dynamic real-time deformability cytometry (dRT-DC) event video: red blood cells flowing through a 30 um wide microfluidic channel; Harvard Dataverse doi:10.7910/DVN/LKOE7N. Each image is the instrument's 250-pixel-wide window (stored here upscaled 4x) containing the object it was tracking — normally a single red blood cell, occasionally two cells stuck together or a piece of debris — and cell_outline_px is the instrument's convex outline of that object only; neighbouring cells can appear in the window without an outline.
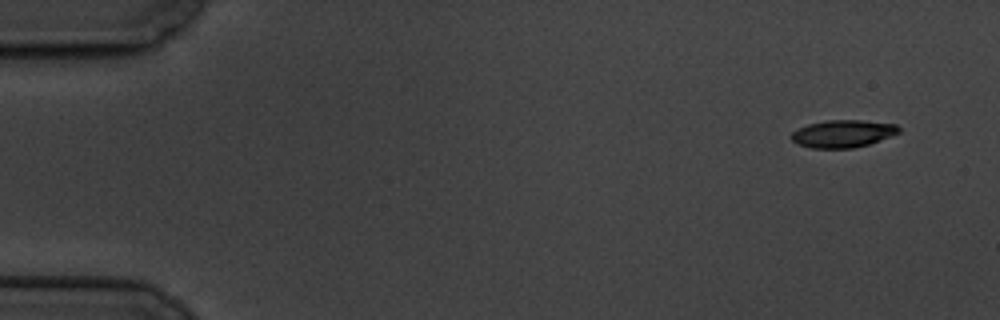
{"species": "common noctule bat (a hibernating species)", "species_latin": "Nyctalus noctula", "temperature_condition": "cold", "stored_images_in_passage": 5, "camera_frame_rate_fps": 3000, "um_per_image_px": 0.085, "animal": {"sex": "male", "body_mass_g": 19.5, "forearm_length_mm": 54.6}, "frame": {"image": 1, "passage_image": 1, "time_ms": 0.0, "image_size_px": [1000, 320], "cell_outline_px": [[900, 132], [892, 136], [868, 144], [852, 148], [812, 148], [800, 144], [792, 140], [792, 132], [796, 128], [808, 124], [828, 120], [860, 120], [896, 124], [900, 128]], "centroid_in_image_um": [71.66, 11.35], "position_along_channel_um": 13.3, "area_um2": 17.11}}
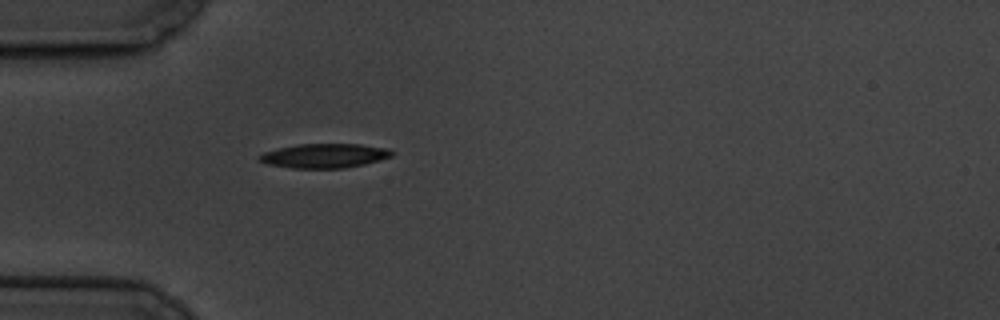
{"frame": {"image": 2, "passage_image": 5, "time_ms": 4.667, "image_size_px": [1000, 320], "cell_outline_px": [[396, 152], [392, 156], [364, 164], [344, 168], [292, 168], [268, 164], [260, 160], [260, 156], [264, 152], [280, 148], [300, 144], [360, 144], [388, 148]], "centroid_in_image_um": [27.64, 13.23], "position_along_channel_um": 57.4, "area_um2": 18.55}}